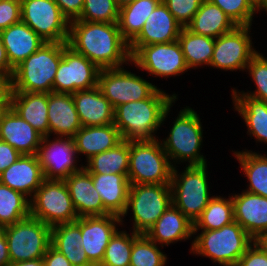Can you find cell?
<instances>
[{
	"instance_id": "ffe728a7",
	"label": "cell",
	"mask_w": 267,
	"mask_h": 266,
	"mask_svg": "<svg viewBox=\"0 0 267 266\" xmlns=\"http://www.w3.org/2000/svg\"><path fill=\"white\" fill-rule=\"evenodd\" d=\"M45 180L38 155H21L0 174V183L31 199Z\"/></svg>"
},
{
	"instance_id": "db71d44e",
	"label": "cell",
	"mask_w": 267,
	"mask_h": 266,
	"mask_svg": "<svg viewBox=\"0 0 267 266\" xmlns=\"http://www.w3.org/2000/svg\"><path fill=\"white\" fill-rule=\"evenodd\" d=\"M253 243L256 244L263 252L267 253V231L261 232L253 239Z\"/></svg>"
},
{
	"instance_id": "d590c367",
	"label": "cell",
	"mask_w": 267,
	"mask_h": 266,
	"mask_svg": "<svg viewBox=\"0 0 267 266\" xmlns=\"http://www.w3.org/2000/svg\"><path fill=\"white\" fill-rule=\"evenodd\" d=\"M84 168L90 174H128L129 141L123 140L116 147L92 156Z\"/></svg>"
},
{
	"instance_id": "5bb4252c",
	"label": "cell",
	"mask_w": 267,
	"mask_h": 266,
	"mask_svg": "<svg viewBox=\"0 0 267 266\" xmlns=\"http://www.w3.org/2000/svg\"><path fill=\"white\" fill-rule=\"evenodd\" d=\"M131 62L136 68L159 78L180 76L189 70L178 40L141 46L131 56Z\"/></svg>"
},
{
	"instance_id": "c3c4849f",
	"label": "cell",
	"mask_w": 267,
	"mask_h": 266,
	"mask_svg": "<svg viewBox=\"0 0 267 266\" xmlns=\"http://www.w3.org/2000/svg\"><path fill=\"white\" fill-rule=\"evenodd\" d=\"M21 154L10 144L0 140V174L15 163Z\"/></svg>"
},
{
	"instance_id": "ee69618b",
	"label": "cell",
	"mask_w": 267,
	"mask_h": 266,
	"mask_svg": "<svg viewBox=\"0 0 267 266\" xmlns=\"http://www.w3.org/2000/svg\"><path fill=\"white\" fill-rule=\"evenodd\" d=\"M167 6L168 11L174 16L175 20L186 27L196 12L199 10L203 0H162Z\"/></svg>"
},
{
	"instance_id": "f6af8a7d",
	"label": "cell",
	"mask_w": 267,
	"mask_h": 266,
	"mask_svg": "<svg viewBox=\"0 0 267 266\" xmlns=\"http://www.w3.org/2000/svg\"><path fill=\"white\" fill-rule=\"evenodd\" d=\"M21 21L20 0H0V31Z\"/></svg>"
},
{
	"instance_id": "8d00e7d4",
	"label": "cell",
	"mask_w": 267,
	"mask_h": 266,
	"mask_svg": "<svg viewBox=\"0 0 267 266\" xmlns=\"http://www.w3.org/2000/svg\"><path fill=\"white\" fill-rule=\"evenodd\" d=\"M233 221L234 211L231 195L228 199L220 195H214L200 217L195 221L194 232L220 229Z\"/></svg>"
},
{
	"instance_id": "9c48e42d",
	"label": "cell",
	"mask_w": 267,
	"mask_h": 266,
	"mask_svg": "<svg viewBox=\"0 0 267 266\" xmlns=\"http://www.w3.org/2000/svg\"><path fill=\"white\" fill-rule=\"evenodd\" d=\"M30 215L50 227L79 218L65 181L48 179L30 199Z\"/></svg>"
},
{
	"instance_id": "7c38bea8",
	"label": "cell",
	"mask_w": 267,
	"mask_h": 266,
	"mask_svg": "<svg viewBox=\"0 0 267 266\" xmlns=\"http://www.w3.org/2000/svg\"><path fill=\"white\" fill-rule=\"evenodd\" d=\"M21 21L45 42H67L70 22L54 0H20Z\"/></svg>"
},
{
	"instance_id": "44dd1931",
	"label": "cell",
	"mask_w": 267,
	"mask_h": 266,
	"mask_svg": "<svg viewBox=\"0 0 267 266\" xmlns=\"http://www.w3.org/2000/svg\"><path fill=\"white\" fill-rule=\"evenodd\" d=\"M234 221L254 239L267 231V198L251 192L231 195Z\"/></svg>"
},
{
	"instance_id": "ac0fdd59",
	"label": "cell",
	"mask_w": 267,
	"mask_h": 266,
	"mask_svg": "<svg viewBox=\"0 0 267 266\" xmlns=\"http://www.w3.org/2000/svg\"><path fill=\"white\" fill-rule=\"evenodd\" d=\"M182 26L161 1L146 19L139 35L129 44L132 56L141 46L174 42L178 39Z\"/></svg>"
},
{
	"instance_id": "e0dca14e",
	"label": "cell",
	"mask_w": 267,
	"mask_h": 266,
	"mask_svg": "<svg viewBox=\"0 0 267 266\" xmlns=\"http://www.w3.org/2000/svg\"><path fill=\"white\" fill-rule=\"evenodd\" d=\"M120 225V216L114 214L80 217L81 246L94 266L101 264L106 247Z\"/></svg>"
},
{
	"instance_id": "680465c9",
	"label": "cell",
	"mask_w": 267,
	"mask_h": 266,
	"mask_svg": "<svg viewBox=\"0 0 267 266\" xmlns=\"http://www.w3.org/2000/svg\"><path fill=\"white\" fill-rule=\"evenodd\" d=\"M248 2L255 8L257 9L260 4L263 2V0H248Z\"/></svg>"
},
{
	"instance_id": "11a10c76",
	"label": "cell",
	"mask_w": 267,
	"mask_h": 266,
	"mask_svg": "<svg viewBox=\"0 0 267 266\" xmlns=\"http://www.w3.org/2000/svg\"><path fill=\"white\" fill-rule=\"evenodd\" d=\"M9 266H45V264L43 258H40L28 261L12 262Z\"/></svg>"
},
{
	"instance_id": "94428289",
	"label": "cell",
	"mask_w": 267,
	"mask_h": 266,
	"mask_svg": "<svg viewBox=\"0 0 267 266\" xmlns=\"http://www.w3.org/2000/svg\"><path fill=\"white\" fill-rule=\"evenodd\" d=\"M6 226L0 223V239L5 235Z\"/></svg>"
},
{
	"instance_id": "e575fe53",
	"label": "cell",
	"mask_w": 267,
	"mask_h": 266,
	"mask_svg": "<svg viewBox=\"0 0 267 266\" xmlns=\"http://www.w3.org/2000/svg\"><path fill=\"white\" fill-rule=\"evenodd\" d=\"M178 42L189 69L209 66L214 52L215 39L198 35L182 27Z\"/></svg>"
},
{
	"instance_id": "816d5d0a",
	"label": "cell",
	"mask_w": 267,
	"mask_h": 266,
	"mask_svg": "<svg viewBox=\"0 0 267 266\" xmlns=\"http://www.w3.org/2000/svg\"><path fill=\"white\" fill-rule=\"evenodd\" d=\"M10 79L0 75V104H9Z\"/></svg>"
},
{
	"instance_id": "5b68a950",
	"label": "cell",
	"mask_w": 267,
	"mask_h": 266,
	"mask_svg": "<svg viewBox=\"0 0 267 266\" xmlns=\"http://www.w3.org/2000/svg\"><path fill=\"white\" fill-rule=\"evenodd\" d=\"M183 108L174 120L168 136L161 141L163 149L173 167L184 162H188V166L205 165L206 156L200 152L204 137L200 115L189 106Z\"/></svg>"
},
{
	"instance_id": "7402d4cb",
	"label": "cell",
	"mask_w": 267,
	"mask_h": 266,
	"mask_svg": "<svg viewBox=\"0 0 267 266\" xmlns=\"http://www.w3.org/2000/svg\"><path fill=\"white\" fill-rule=\"evenodd\" d=\"M78 217L110 214L104 207L94 187L91 174L83 168L70 174L65 180Z\"/></svg>"
},
{
	"instance_id": "f1b7e54d",
	"label": "cell",
	"mask_w": 267,
	"mask_h": 266,
	"mask_svg": "<svg viewBox=\"0 0 267 266\" xmlns=\"http://www.w3.org/2000/svg\"><path fill=\"white\" fill-rule=\"evenodd\" d=\"M103 207L110 213L122 216L126 206L130 182L128 174H91Z\"/></svg>"
},
{
	"instance_id": "52a82bcc",
	"label": "cell",
	"mask_w": 267,
	"mask_h": 266,
	"mask_svg": "<svg viewBox=\"0 0 267 266\" xmlns=\"http://www.w3.org/2000/svg\"><path fill=\"white\" fill-rule=\"evenodd\" d=\"M172 171L160 139L129 141L130 184H170Z\"/></svg>"
},
{
	"instance_id": "681fc988",
	"label": "cell",
	"mask_w": 267,
	"mask_h": 266,
	"mask_svg": "<svg viewBox=\"0 0 267 266\" xmlns=\"http://www.w3.org/2000/svg\"><path fill=\"white\" fill-rule=\"evenodd\" d=\"M45 266H73L68 259L52 245L43 256Z\"/></svg>"
},
{
	"instance_id": "836d02e7",
	"label": "cell",
	"mask_w": 267,
	"mask_h": 266,
	"mask_svg": "<svg viewBox=\"0 0 267 266\" xmlns=\"http://www.w3.org/2000/svg\"><path fill=\"white\" fill-rule=\"evenodd\" d=\"M232 152L249 182L244 191L267 198V154L262 155L248 149Z\"/></svg>"
},
{
	"instance_id": "4dcf8cb0",
	"label": "cell",
	"mask_w": 267,
	"mask_h": 266,
	"mask_svg": "<svg viewBox=\"0 0 267 266\" xmlns=\"http://www.w3.org/2000/svg\"><path fill=\"white\" fill-rule=\"evenodd\" d=\"M236 24L217 5L203 0L192 21L186 26L191 32L216 39L232 31Z\"/></svg>"
},
{
	"instance_id": "d6986e66",
	"label": "cell",
	"mask_w": 267,
	"mask_h": 266,
	"mask_svg": "<svg viewBox=\"0 0 267 266\" xmlns=\"http://www.w3.org/2000/svg\"><path fill=\"white\" fill-rule=\"evenodd\" d=\"M43 136L10 106L0 119V140L10 144L21 155H37Z\"/></svg>"
},
{
	"instance_id": "6da1fadb",
	"label": "cell",
	"mask_w": 267,
	"mask_h": 266,
	"mask_svg": "<svg viewBox=\"0 0 267 266\" xmlns=\"http://www.w3.org/2000/svg\"><path fill=\"white\" fill-rule=\"evenodd\" d=\"M67 44L100 69L132 65L129 44L117 23L71 21Z\"/></svg>"
},
{
	"instance_id": "4fadbf2b",
	"label": "cell",
	"mask_w": 267,
	"mask_h": 266,
	"mask_svg": "<svg viewBox=\"0 0 267 266\" xmlns=\"http://www.w3.org/2000/svg\"><path fill=\"white\" fill-rule=\"evenodd\" d=\"M100 68L63 42L62 59L53 83L55 93H75L98 86Z\"/></svg>"
},
{
	"instance_id": "83f0119b",
	"label": "cell",
	"mask_w": 267,
	"mask_h": 266,
	"mask_svg": "<svg viewBox=\"0 0 267 266\" xmlns=\"http://www.w3.org/2000/svg\"><path fill=\"white\" fill-rule=\"evenodd\" d=\"M76 152L86 160L92 156L116 147L123 138L114 124L105 126H82L72 137Z\"/></svg>"
},
{
	"instance_id": "ba28073f",
	"label": "cell",
	"mask_w": 267,
	"mask_h": 266,
	"mask_svg": "<svg viewBox=\"0 0 267 266\" xmlns=\"http://www.w3.org/2000/svg\"><path fill=\"white\" fill-rule=\"evenodd\" d=\"M171 204L170 184H130L127 206L120 217L122 225L123 219L131 210V230L133 229L134 233L146 234Z\"/></svg>"
},
{
	"instance_id": "7bdbcfd3",
	"label": "cell",
	"mask_w": 267,
	"mask_h": 266,
	"mask_svg": "<svg viewBox=\"0 0 267 266\" xmlns=\"http://www.w3.org/2000/svg\"><path fill=\"white\" fill-rule=\"evenodd\" d=\"M217 5L236 24V26H252L256 9L248 0H209Z\"/></svg>"
},
{
	"instance_id": "7a4b0ae2",
	"label": "cell",
	"mask_w": 267,
	"mask_h": 266,
	"mask_svg": "<svg viewBox=\"0 0 267 266\" xmlns=\"http://www.w3.org/2000/svg\"><path fill=\"white\" fill-rule=\"evenodd\" d=\"M177 99V94L170 95L158 88L149 98L117 106L114 109V125L123 140L158 139L155 134L164 124Z\"/></svg>"
},
{
	"instance_id": "d6a6232c",
	"label": "cell",
	"mask_w": 267,
	"mask_h": 266,
	"mask_svg": "<svg viewBox=\"0 0 267 266\" xmlns=\"http://www.w3.org/2000/svg\"><path fill=\"white\" fill-rule=\"evenodd\" d=\"M162 0H135L119 9L118 27L130 44L143 29L144 23Z\"/></svg>"
},
{
	"instance_id": "d4e9b609",
	"label": "cell",
	"mask_w": 267,
	"mask_h": 266,
	"mask_svg": "<svg viewBox=\"0 0 267 266\" xmlns=\"http://www.w3.org/2000/svg\"><path fill=\"white\" fill-rule=\"evenodd\" d=\"M49 135L73 137L82 127L70 93H48Z\"/></svg>"
},
{
	"instance_id": "60d3db41",
	"label": "cell",
	"mask_w": 267,
	"mask_h": 266,
	"mask_svg": "<svg viewBox=\"0 0 267 266\" xmlns=\"http://www.w3.org/2000/svg\"><path fill=\"white\" fill-rule=\"evenodd\" d=\"M263 55L260 51L257 52L247 65V70H245L252 77L256 89L240 92L234 88L231 91L232 94H243L267 103V57Z\"/></svg>"
},
{
	"instance_id": "3957f363",
	"label": "cell",
	"mask_w": 267,
	"mask_h": 266,
	"mask_svg": "<svg viewBox=\"0 0 267 266\" xmlns=\"http://www.w3.org/2000/svg\"><path fill=\"white\" fill-rule=\"evenodd\" d=\"M62 53L63 42H45L14 68L10 92H53L54 78Z\"/></svg>"
},
{
	"instance_id": "f35d334b",
	"label": "cell",
	"mask_w": 267,
	"mask_h": 266,
	"mask_svg": "<svg viewBox=\"0 0 267 266\" xmlns=\"http://www.w3.org/2000/svg\"><path fill=\"white\" fill-rule=\"evenodd\" d=\"M126 230L116 231L110 239L99 266H130L133 241L140 235Z\"/></svg>"
},
{
	"instance_id": "4316f807",
	"label": "cell",
	"mask_w": 267,
	"mask_h": 266,
	"mask_svg": "<svg viewBox=\"0 0 267 266\" xmlns=\"http://www.w3.org/2000/svg\"><path fill=\"white\" fill-rule=\"evenodd\" d=\"M9 106L43 137L49 135L48 93L10 92Z\"/></svg>"
},
{
	"instance_id": "30bf717a",
	"label": "cell",
	"mask_w": 267,
	"mask_h": 266,
	"mask_svg": "<svg viewBox=\"0 0 267 266\" xmlns=\"http://www.w3.org/2000/svg\"><path fill=\"white\" fill-rule=\"evenodd\" d=\"M10 263L43 258L51 245V227L31 215L6 226Z\"/></svg>"
},
{
	"instance_id": "484cf974",
	"label": "cell",
	"mask_w": 267,
	"mask_h": 266,
	"mask_svg": "<svg viewBox=\"0 0 267 266\" xmlns=\"http://www.w3.org/2000/svg\"><path fill=\"white\" fill-rule=\"evenodd\" d=\"M0 36L13 69L45 43L37 33L22 21L1 30Z\"/></svg>"
},
{
	"instance_id": "bcb514c9",
	"label": "cell",
	"mask_w": 267,
	"mask_h": 266,
	"mask_svg": "<svg viewBox=\"0 0 267 266\" xmlns=\"http://www.w3.org/2000/svg\"><path fill=\"white\" fill-rule=\"evenodd\" d=\"M236 266H267V253L253 243Z\"/></svg>"
},
{
	"instance_id": "1f68e13d",
	"label": "cell",
	"mask_w": 267,
	"mask_h": 266,
	"mask_svg": "<svg viewBox=\"0 0 267 266\" xmlns=\"http://www.w3.org/2000/svg\"><path fill=\"white\" fill-rule=\"evenodd\" d=\"M235 111L247 126V134L267 143V103L243 94H231Z\"/></svg>"
},
{
	"instance_id": "f907efd6",
	"label": "cell",
	"mask_w": 267,
	"mask_h": 266,
	"mask_svg": "<svg viewBox=\"0 0 267 266\" xmlns=\"http://www.w3.org/2000/svg\"><path fill=\"white\" fill-rule=\"evenodd\" d=\"M14 69L10 66L5 47L0 36V75L11 79Z\"/></svg>"
},
{
	"instance_id": "9a60e30c",
	"label": "cell",
	"mask_w": 267,
	"mask_h": 266,
	"mask_svg": "<svg viewBox=\"0 0 267 266\" xmlns=\"http://www.w3.org/2000/svg\"><path fill=\"white\" fill-rule=\"evenodd\" d=\"M252 26H236L215 39L210 67L224 71H244L258 52L253 46Z\"/></svg>"
},
{
	"instance_id": "cb8c5ba5",
	"label": "cell",
	"mask_w": 267,
	"mask_h": 266,
	"mask_svg": "<svg viewBox=\"0 0 267 266\" xmlns=\"http://www.w3.org/2000/svg\"><path fill=\"white\" fill-rule=\"evenodd\" d=\"M82 126H105L114 124V108L98 86L72 93Z\"/></svg>"
},
{
	"instance_id": "6f0895ef",
	"label": "cell",
	"mask_w": 267,
	"mask_h": 266,
	"mask_svg": "<svg viewBox=\"0 0 267 266\" xmlns=\"http://www.w3.org/2000/svg\"><path fill=\"white\" fill-rule=\"evenodd\" d=\"M260 10H264L267 13V0H263L260 6L256 9V13H258Z\"/></svg>"
},
{
	"instance_id": "277c9868",
	"label": "cell",
	"mask_w": 267,
	"mask_h": 266,
	"mask_svg": "<svg viewBox=\"0 0 267 266\" xmlns=\"http://www.w3.org/2000/svg\"><path fill=\"white\" fill-rule=\"evenodd\" d=\"M194 235L190 253L210 258L222 266H236L253 244V238L236 221L220 229L194 232Z\"/></svg>"
},
{
	"instance_id": "ab89813d",
	"label": "cell",
	"mask_w": 267,
	"mask_h": 266,
	"mask_svg": "<svg viewBox=\"0 0 267 266\" xmlns=\"http://www.w3.org/2000/svg\"><path fill=\"white\" fill-rule=\"evenodd\" d=\"M145 234H140L134 241L130 256V266H166L167 255Z\"/></svg>"
},
{
	"instance_id": "f546056e",
	"label": "cell",
	"mask_w": 267,
	"mask_h": 266,
	"mask_svg": "<svg viewBox=\"0 0 267 266\" xmlns=\"http://www.w3.org/2000/svg\"><path fill=\"white\" fill-rule=\"evenodd\" d=\"M80 217L71 223L51 227V245L61 252L73 266H94L81 246Z\"/></svg>"
},
{
	"instance_id": "7dc6e473",
	"label": "cell",
	"mask_w": 267,
	"mask_h": 266,
	"mask_svg": "<svg viewBox=\"0 0 267 266\" xmlns=\"http://www.w3.org/2000/svg\"><path fill=\"white\" fill-rule=\"evenodd\" d=\"M62 14L68 19L69 22L77 20L82 11L84 0H54Z\"/></svg>"
},
{
	"instance_id": "b9f144b4",
	"label": "cell",
	"mask_w": 267,
	"mask_h": 266,
	"mask_svg": "<svg viewBox=\"0 0 267 266\" xmlns=\"http://www.w3.org/2000/svg\"><path fill=\"white\" fill-rule=\"evenodd\" d=\"M119 9L116 0H84L83 11L77 20L117 23Z\"/></svg>"
},
{
	"instance_id": "91938a15",
	"label": "cell",
	"mask_w": 267,
	"mask_h": 266,
	"mask_svg": "<svg viewBox=\"0 0 267 266\" xmlns=\"http://www.w3.org/2000/svg\"><path fill=\"white\" fill-rule=\"evenodd\" d=\"M9 107V104H0V119L5 110Z\"/></svg>"
},
{
	"instance_id": "8fae6325",
	"label": "cell",
	"mask_w": 267,
	"mask_h": 266,
	"mask_svg": "<svg viewBox=\"0 0 267 266\" xmlns=\"http://www.w3.org/2000/svg\"><path fill=\"white\" fill-rule=\"evenodd\" d=\"M124 67L101 69L98 76V87L114 109L121 104L149 98L158 89Z\"/></svg>"
},
{
	"instance_id": "2e32d148",
	"label": "cell",
	"mask_w": 267,
	"mask_h": 266,
	"mask_svg": "<svg viewBox=\"0 0 267 266\" xmlns=\"http://www.w3.org/2000/svg\"><path fill=\"white\" fill-rule=\"evenodd\" d=\"M50 138V135L42 138L37 154L45 179L65 180L70 174L84 168V164H78L79 155L72 137Z\"/></svg>"
},
{
	"instance_id": "f5cc1de1",
	"label": "cell",
	"mask_w": 267,
	"mask_h": 266,
	"mask_svg": "<svg viewBox=\"0 0 267 266\" xmlns=\"http://www.w3.org/2000/svg\"><path fill=\"white\" fill-rule=\"evenodd\" d=\"M8 242L5 235L0 239V266H9Z\"/></svg>"
},
{
	"instance_id": "9f6ffc18",
	"label": "cell",
	"mask_w": 267,
	"mask_h": 266,
	"mask_svg": "<svg viewBox=\"0 0 267 266\" xmlns=\"http://www.w3.org/2000/svg\"><path fill=\"white\" fill-rule=\"evenodd\" d=\"M133 1H135V0H116V3L118 5V7L121 8L127 4L132 3Z\"/></svg>"
},
{
	"instance_id": "74e56055",
	"label": "cell",
	"mask_w": 267,
	"mask_h": 266,
	"mask_svg": "<svg viewBox=\"0 0 267 266\" xmlns=\"http://www.w3.org/2000/svg\"><path fill=\"white\" fill-rule=\"evenodd\" d=\"M30 216V199L0 183V223L9 226Z\"/></svg>"
},
{
	"instance_id": "8992f818",
	"label": "cell",
	"mask_w": 267,
	"mask_h": 266,
	"mask_svg": "<svg viewBox=\"0 0 267 266\" xmlns=\"http://www.w3.org/2000/svg\"><path fill=\"white\" fill-rule=\"evenodd\" d=\"M177 167H173L170 182L172 204L195 223L214 197L210 194L207 164L190 166L186 164L182 172H178Z\"/></svg>"
},
{
	"instance_id": "603a6c76",
	"label": "cell",
	"mask_w": 267,
	"mask_h": 266,
	"mask_svg": "<svg viewBox=\"0 0 267 266\" xmlns=\"http://www.w3.org/2000/svg\"><path fill=\"white\" fill-rule=\"evenodd\" d=\"M145 235L162 247L169 246L194 238V223L171 204Z\"/></svg>"
}]
</instances>
